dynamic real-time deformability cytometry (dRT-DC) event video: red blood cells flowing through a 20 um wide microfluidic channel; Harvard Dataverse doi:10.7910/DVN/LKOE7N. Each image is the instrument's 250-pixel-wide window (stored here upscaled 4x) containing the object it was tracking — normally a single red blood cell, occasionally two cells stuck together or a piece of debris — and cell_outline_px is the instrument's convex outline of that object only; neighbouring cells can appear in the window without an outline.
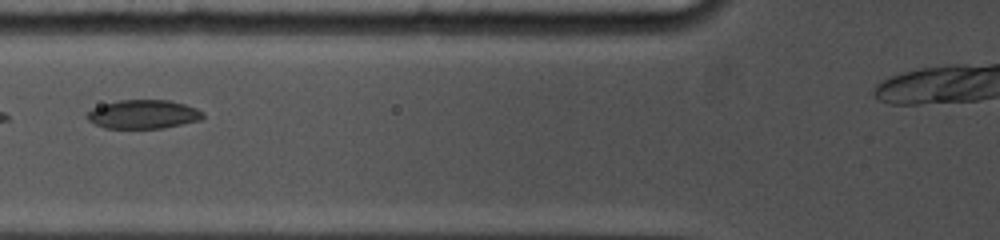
{"species": "common noctule bat (a hibernating species)", "species_latin": "Nyctalus noctula", "temperature_condition": "cold", "stored_images_in_passage": 9, "camera_frame_rate_fps": 5000, "um_per_image_px": 0.085, "animal": {"sex": "female", "body_mass_g": 19.0, "forearm_length_mm": 53.3}, "frame": {"image": 1, "passage_image": 2, "time_ms": 1.2, "image_size_px": [1000, 240], "cell_outline_px": [[204, 116], [200, 120], [164, 128], [104, 128], [88, 120], [88, 112], [92, 108], [104, 104], [120, 100], [168, 100], [184, 104], [196, 108], [204, 112]], "centroid_in_image_um": [12.2, 9.71], "position_along_channel_um": 113.6, "area_um2": 19.31}}
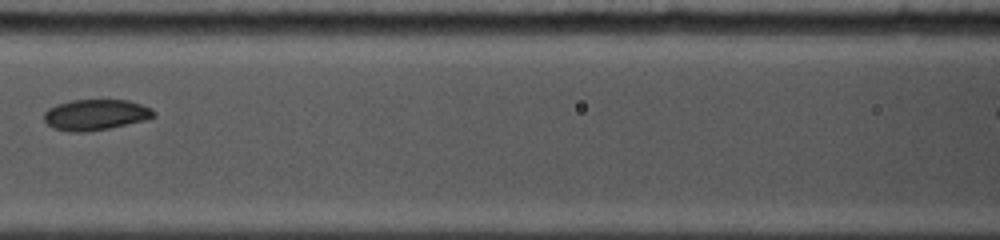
{"frame": {"image": 2, "passage_image": 3, "time_ms": 2.4, "image_size_px": [1000, 240], "cell_outline_px": [[156, 116], [144, 120], [108, 128], [88, 132], [68, 132], [52, 128], [44, 120], [44, 112], [48, 108], [56, 104], [72, 100], [128, 100], [152, 108], [156, 112]], "centroid_in_image_um": [8.1, 9.75], "position_along_channel_um": 158.5, "area_um2": 19.77}}
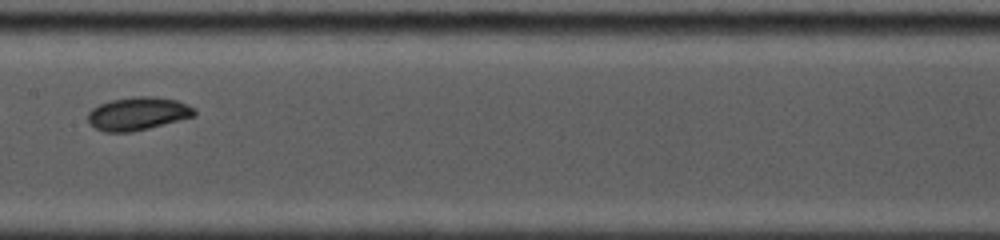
{"frame": {"image": 3, "passage_image": 4, "time_ms": 3.4, "image_size_px": [1000, 240], "cell_outline_px": [[196, 116], [132, 132], [104, 132], [88, 124], [88, 112], [92, 108], [100, 104], [112, 100], [136, 96], [152, 96], [176, 100], [196, 108]], "centroid_in_image_um": [11.72, 9.66], "position_along_channel_um": 195.7, "area_um2": 20.58}}